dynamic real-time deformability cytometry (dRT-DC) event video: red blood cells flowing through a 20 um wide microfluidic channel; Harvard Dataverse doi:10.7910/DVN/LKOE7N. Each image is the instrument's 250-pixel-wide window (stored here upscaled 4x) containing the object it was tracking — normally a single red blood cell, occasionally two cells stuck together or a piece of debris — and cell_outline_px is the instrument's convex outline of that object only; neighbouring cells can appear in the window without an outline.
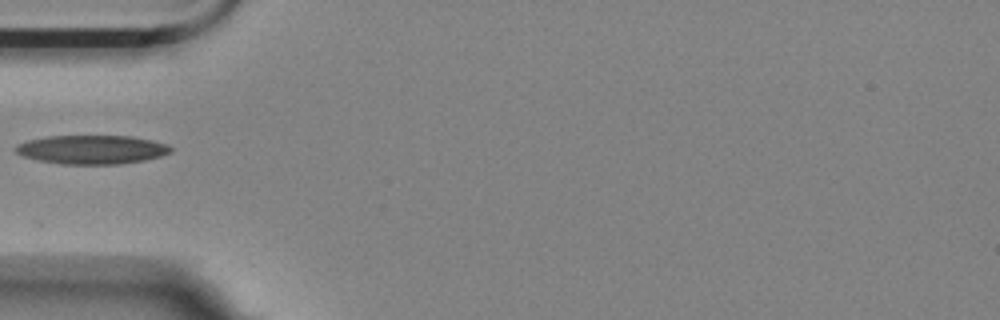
{"species": "Egyptian fruit bat (a non-hibernating species)", "species_latin": "Rousettus aegyptiacus", "temperature_condition": "room temperature", "stored_images_in_passage": 20, "camera_frame_rate_fps": 3000, "um_per_image_px": 0.085, "animal": {"sex": "female"}, "frame": {"image": 1, "passage_image": 1, "time_ms": 0.0, "image_size_px": [1000, 320], "cell_outline_px": [[172, 152], [160, 156], [144, 160], [120, 164], [60, 164], [36, 160], [24, 156], [16, 152], [12, 148], [16, 144], [28, 140], [48, 136], [132, 136], [152, 140], [168, 144], [172, 148]], "centroid_in_image_um": [7.79, 12.71], "position_along_channel_um": 77.2, "area_um2": 26.24}}
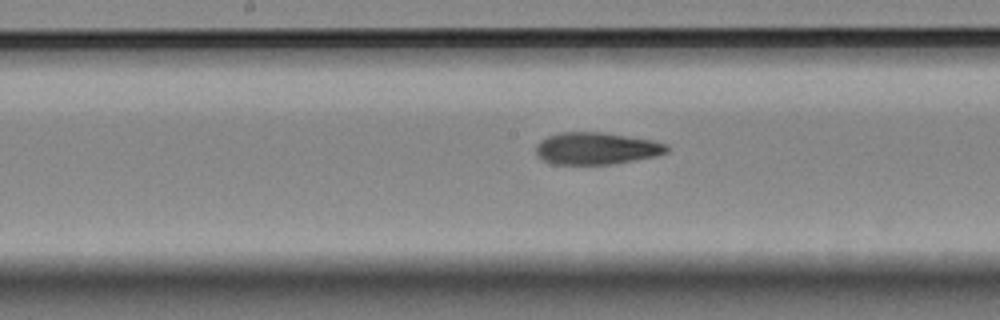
{"frame": {"image": 2, "passage_image": 11, "time_ms": 3.333, "image_size_px": [1000, 320], "cell_outline_px": [[672, 148], [668, 152], [656, 156], [636, 160], [612, 164], [552, 164], [536, 156], [536, 144], [540, 140], [548, 136], [560, 132], [604, 132], [652, 140], [668, 144]], "centroid_in_image_um": [50.72, 12.61], "position_along_channel_um": 197.5, "area_um2": 24.74}}
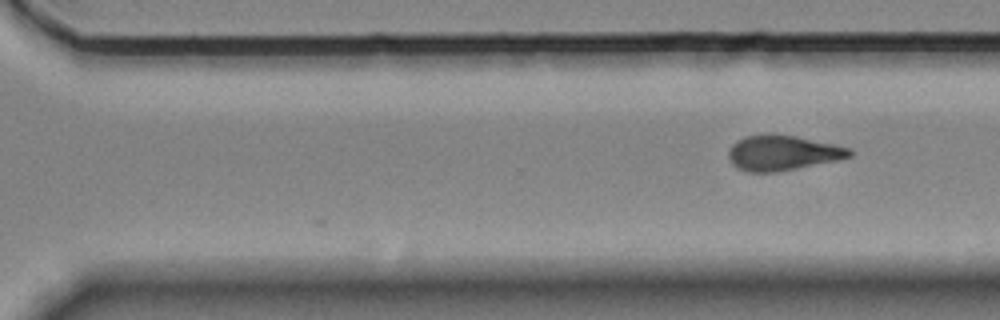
{"frame": {"image": 3, "passage_image": 20, "time_ms": 6.333, "image_size_px": [1000, 320], "cell_outline_px": [[852, 156], [840, 160], [776, 172], [748, 172], [736, 168], [732, 164], [728, 156], [728, 152], [732, 144], [736, 140], [744, 136], [768, 132], [772, 132], [796, 136], [832, 144], [848, 148], [852, 152]], "centroid_in_image_um": [66.47, 12.98], "position_along_channel_um": 304.1, "area_um2": 25.14}}